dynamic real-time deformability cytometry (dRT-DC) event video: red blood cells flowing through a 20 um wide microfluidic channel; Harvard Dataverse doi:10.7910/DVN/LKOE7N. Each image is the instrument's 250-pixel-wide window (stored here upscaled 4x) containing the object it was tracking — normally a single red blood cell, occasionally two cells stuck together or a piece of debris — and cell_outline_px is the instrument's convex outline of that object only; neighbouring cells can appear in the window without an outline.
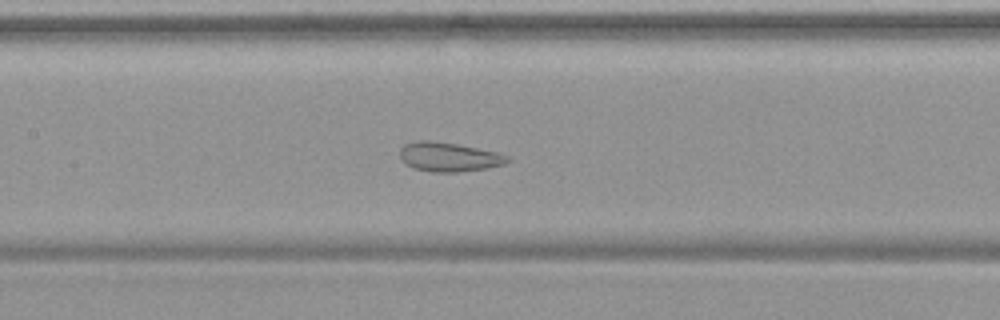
{"species": "common noctule bat (a hibernating species)", "species_latin": "Nyctalus noctula", "temperature_condition": "warm", "stored_images_in_passage": 30, "camera_frame_rate_fps": 3000, "um_per_image_px": 0.085, "animal": {"sex": "female", "body_mass_g": 19.9}, "frame": {"image": 1, "passage_image": 15, "time_ms": 4.667, "image_size_px": [1000, 320], "cell_outline_px": [[512, 160], [504, 164], [488, 168], [460, 172], [432, 172], [416, 168], [404, 164], [400, 160], [400, 148], [404, 144], [416, 140], [428, 140], [456, 144], [500, 152], [508, 156]], "centroid_in_image_um": [38.16, 13.34], "position_along_channel_um": 169.2, "area_um2": 18.55}}
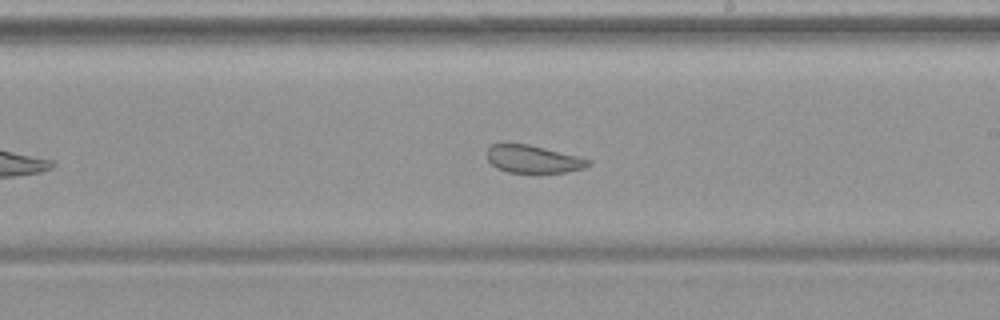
{"frame": {"image": 2, "passage_image": 21, "time_ms": 6.667, "image_size_px": [1000, 320], "cell_outline_px": [[592, 164], [584, 168], [564, 172], [508, 172], [496, 168], [488, 160], [488, 148], [492, 144], [504, 140], [528, 144], [580, 156], [592, 160]], "centroid_in_image_um": [45.3, 13.48], "position_along_channel_um": 243.7, "area_um2": 16.76}}
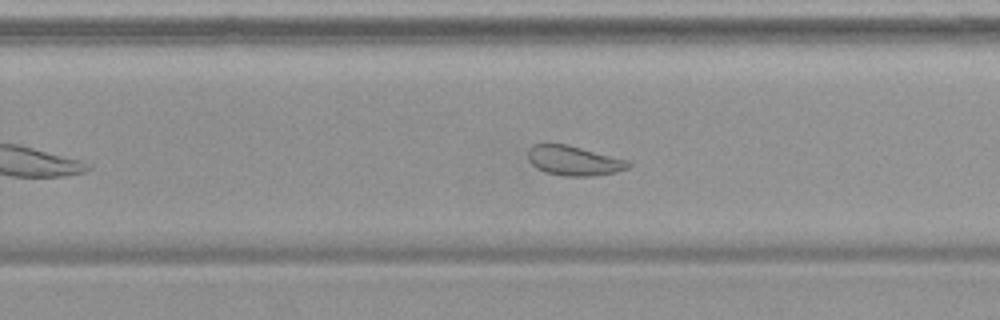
{"frame": {"image": 3, "passage_image": 24, "time_ms": 7.667, "image_size_px": [1000, 320], "cell_outline_px": [[632, 164], [628, 168], [616, 172], [592, 176], [564, 176], [544, 172], [536, 168], [528, 160], [528, 148], [532, 144], [548, 140], [568, 144], [628, 160]], "centroid_in_image_um": [48.7, 13.61], "position_along_channel_um": 281.1, "area_um2": 18.03}, "authors_computed_cell_mechanics": {"area_um2": 19.2185, "velocity_mm_per_s": 3.7397, "shape_relaxation_time_tau1_ms": null, "shape_relaxation_time_tau2_ms": 1.4844, "deformation_change_tau1": null, "deformation_change_tau2": 0.074}}